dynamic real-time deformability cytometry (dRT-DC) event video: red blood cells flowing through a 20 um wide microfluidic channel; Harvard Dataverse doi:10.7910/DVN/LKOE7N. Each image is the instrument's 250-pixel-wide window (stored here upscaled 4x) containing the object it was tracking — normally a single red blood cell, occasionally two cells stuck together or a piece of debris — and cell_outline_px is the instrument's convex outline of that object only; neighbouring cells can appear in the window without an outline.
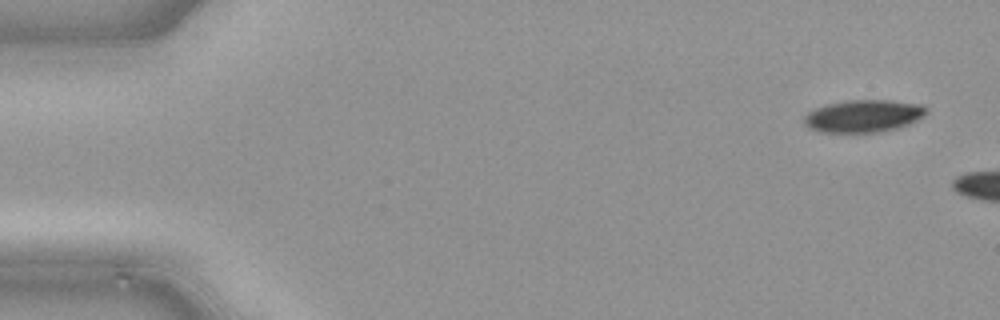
{"species": "common noctule bat (a hibernating species)", "species_latin": "Nyctalus noctula", "temperature_condition": "cold", "stored_images_in_passage": 9, "camera_frame_rate_fps": 3000, "um_per_image_px": 0.085, "animal": {"sex": "male", "body_mass_g": 21.5, "forearm_length_mm": 52.0}, "frame": {"image": 1, "passage_image": 1, "time_ms": 0.0, "image_size_px": [1000, 320], "cell_outline_px": [[928, 112], [924, 116], [908, 124], [896, 128], [876, 132], [824, 132], [808, 128], [804, 124], [804, 116], [808, 112], [816, 108], [828, 104], [848, 100], [892, 100], [924, 104], [928, 108]], "centroid_in_image_um": [73.43, 9.85], "position_along_channel_um": 11.6, "area_um2": 23.12}}